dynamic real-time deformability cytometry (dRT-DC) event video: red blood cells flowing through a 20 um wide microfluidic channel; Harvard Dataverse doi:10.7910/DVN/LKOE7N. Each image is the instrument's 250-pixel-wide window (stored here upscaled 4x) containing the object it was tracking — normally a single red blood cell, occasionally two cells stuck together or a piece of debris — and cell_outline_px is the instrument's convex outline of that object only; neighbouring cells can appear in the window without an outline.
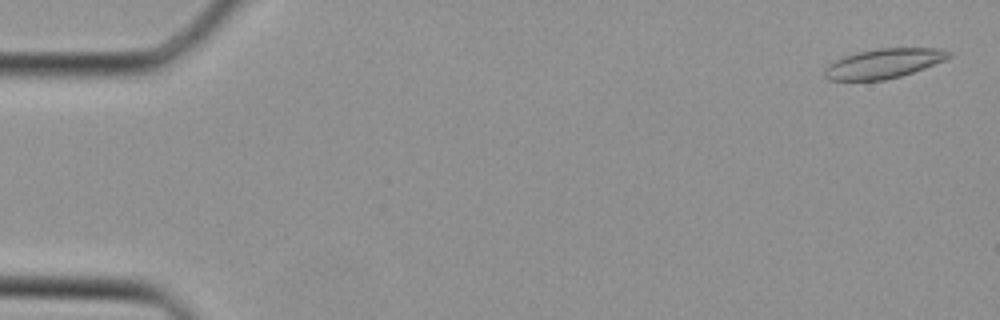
{"species": "Egyptian fruit bat (a non-hibernating species)", "species_latin": "Rousettus aegyptiacus", "temperature_condition": "cold", "stored_images_in_passage": 15, "camera_frame_rate_fps": 3000, "um_per_image_px": 0.085, "animal": {"sex": "female"}, "frame": {"image": 1, "passage_image": 1, "time_ms": 0.0, "image_size_px": [1000, 320], "cell_outline_px": [[952, 56], [944, 60], [924, 68], [900, 76], [884, 80], [828, 80], [824, 76], [824, 68], [828, 64], [844, 56], [860, 52], [880, 48], [944, 48], [952, 52]], "centroid_in_image_um": [75.13, 5.39], "position_along_channel_um": 9.9, "area_um2": 21.33}}
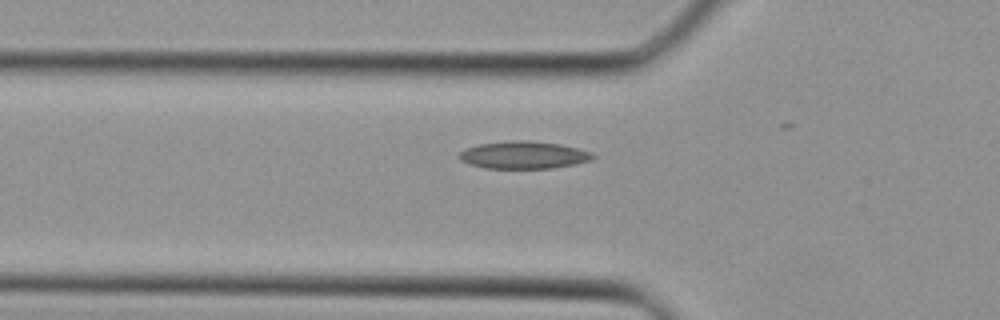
{"frame": {"image": 2, "passage_image": 13, "time_ms": 4.0, "image_size_px": [1000, 320], "cell_outline_px": [[596, 156], [592, 160], [576, 164], [552, 168], [484, 168], [468, 164], [460, 160], [456, 156], [464, 148], [480, 144], [512, 140], [528, 140], [560, 144], [592, 152]], "centroid_in_image_um": [44.49, 13.17], "position_along_channel_um": 81.3, "area_um2": 21.56}}